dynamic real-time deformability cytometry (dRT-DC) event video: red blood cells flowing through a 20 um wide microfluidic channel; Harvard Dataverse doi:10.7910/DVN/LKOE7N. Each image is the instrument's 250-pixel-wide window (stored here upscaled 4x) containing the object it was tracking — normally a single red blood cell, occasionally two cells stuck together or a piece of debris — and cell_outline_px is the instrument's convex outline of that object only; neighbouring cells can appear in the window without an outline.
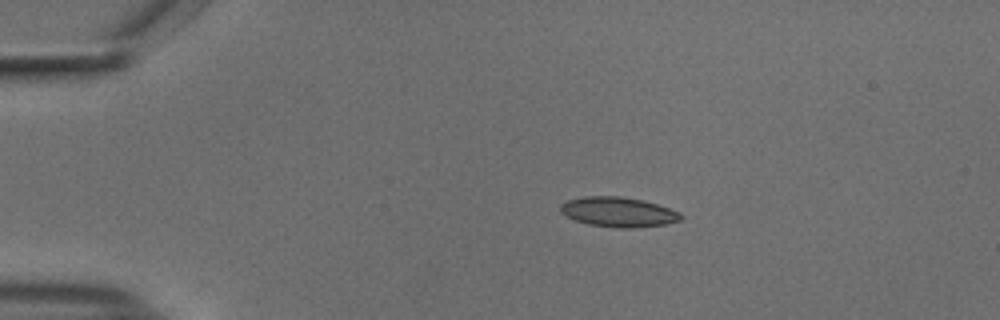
{"species": "common noctule bat (a hibernating species)", "species_latin": "Nyctalus noctula", "temperature_condition": "cold", "stored_images_in_passage": 44, "camera_frame_rate_fps": 3000, "um_per_image_px": 0.085, "animal": {"sex": "male", "body_mass_g": 18.8}, "frame": {"image": 1, "passage_image": 1, "time_ms": 0.0, "image_size_px": [1000, 320], "cell_outline_px": [[684, 216], [680, 220], [664, 224], [636, 228], [616, 228], [588, 224], [576, 220], [560, 212], [560, 204], [568, 200], [584, 196], [620, 196], [644, 200], [680, 212]], "centroid_in_image_um": [52.56, 18.02], "position_along_channel_um": 32.4, "area_um2": 20.92}}
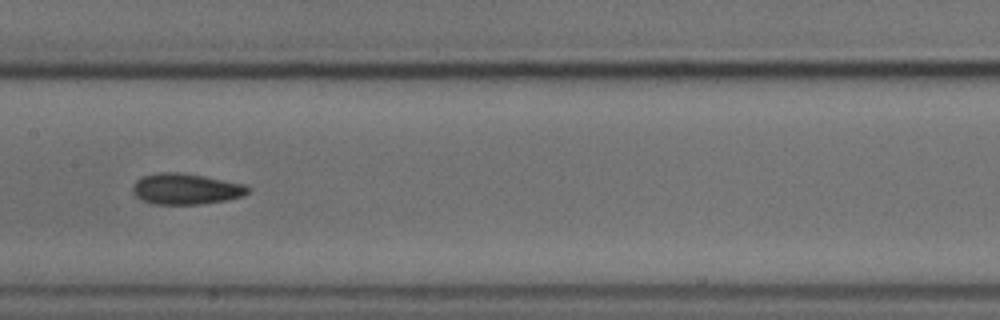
{"frame": {"image": 2, "passage_image": 18, "time_ms": 5.667, "image_size_px": [1000, 320], "cell_outline_px": [[252, 188], [244, 196], [224, 200], [200, 204], [152, 204], [140, 200], [132, 192], [132, 188], [136, 180], [140, 176], [156, 172], [180, 172], [204, 176], [248, 184]], "centroid_in_image_um": [15.8, 16.05], "position_along_channel_um": 191.6, "area_um2": 21.15}}
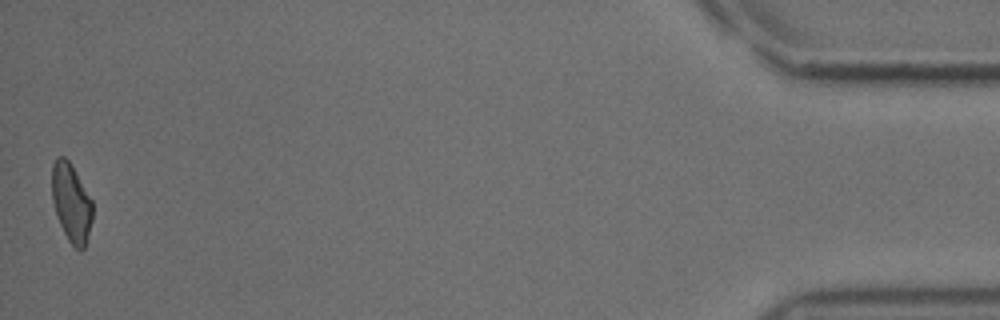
{"frame": {"image": 3, "passage_image": 44, "time_ms": 14.333, "image_size_px": [1000, 320], "cell_outline_px": [[92, 220], [84, 248], [80, 252], [68, 240], [56, 216], [52, 200], [52, 164], [56, 156], [64, 156], [68, 160], [92, 200]], "centroid_in_image_um": [6.04, 17.23], "position_along_channel_um": 429.2, "area_um2": 18.44}, "authors_computed_cell_mechanics": {"area_um2": 20.0277, "velocity_mm_per_s": 3.739, "shape_relaxation_time_tau1_ms": 4.9602, "shape_relaxation_time_tau2_ms": 1.9411, "deformation_change_tau1": 0.1496, "deformation_change_tau2": 0.0796}}